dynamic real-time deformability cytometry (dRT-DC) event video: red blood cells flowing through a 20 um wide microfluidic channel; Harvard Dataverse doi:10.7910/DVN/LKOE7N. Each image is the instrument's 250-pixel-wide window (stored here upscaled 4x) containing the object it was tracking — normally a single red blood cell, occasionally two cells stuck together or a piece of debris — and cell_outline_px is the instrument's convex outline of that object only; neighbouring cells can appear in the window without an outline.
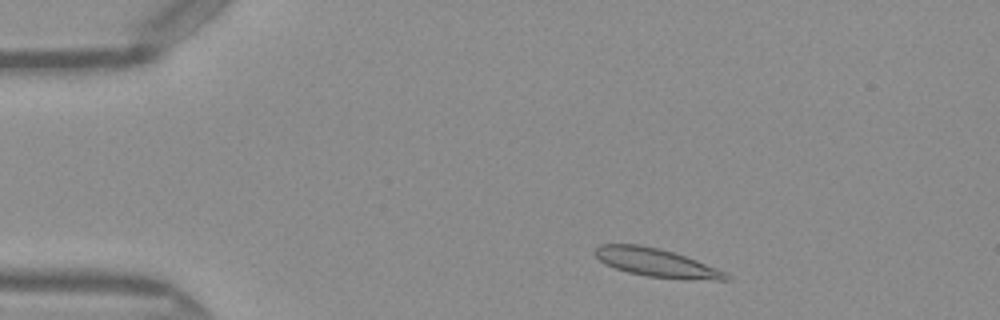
{"species": "Egyptian fruit bat (a non-hibernating species)", "species_latin": "Rousettus aegyptiacus", "temperature_condition": "warm", "stored_images_in_passage": 45, "camera_frame_rate_fps": 3000, "um_per_image_px": 0.085, "frame": {"image": 1, "passage_image": 4, "time_ms": 1.0, "image_size_px": [1000, 320], "cell_outline_px": [[732, 280], [716, 280], [648, 276], [628, 272], [604, 264], [592, 252], [600, 244], [640, 244], [660, 248], [696, 260], [724, 272], [732, 276]], "centroid_in_image_um": [55.74, 22.31], "position_along_channel_um": 29.3, "area_um2": 21.27}}
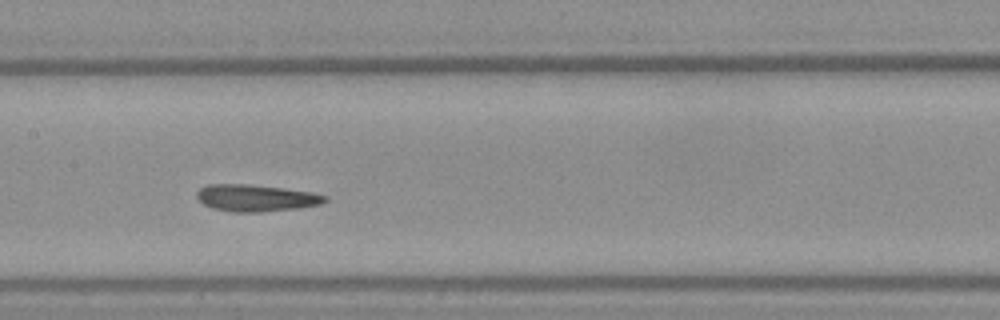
{"frame": {"image": 2, "passage_image": 20, "time_ms": 6.333, "image_size_px": [1000, 320], "cell_outline_px": [[328, 200], [320, 204], [296, 208], [260, 212], [232, 212], [212, 208], [204, 204], [196, 196], [196, 192], [200, 188], [208, 184], [252, 184], [284, 188], [312, 192], [328, 196]], "centroid_in_image_um": [21.75, 16.82], "position_along_channel_um": 185.6, "area_um2": 20.11}}
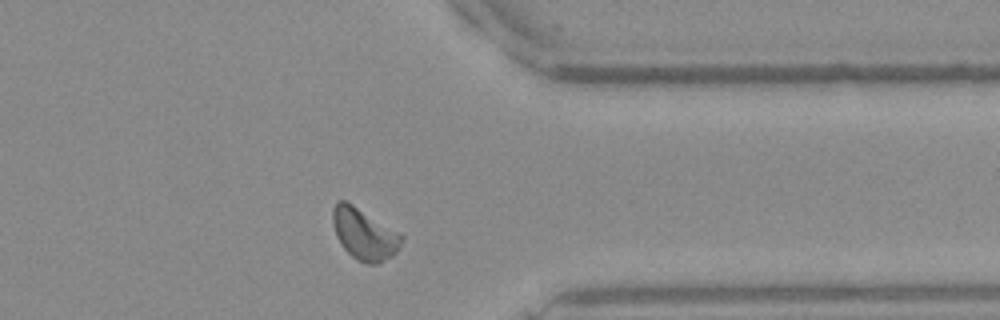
{"frame": {"image": 3, "passage_image": 35, "time_ms": 11.333, "image_size_px": [1000, 320], "cell_outline_px": [[404, 236], [396, 252], [392, 256], [376, 264], [368, 264], [356, 260], [344, 248], [336, 236], [332, 220], [332, 208], [336, 200], [344, 200], [352, 204], [400, 232]], "centroid_in_image_um": [30.95, 19.88], "position_along_channel_um": 380.5, "area_um2": 20.58}, "authors_computed_cell_mechanics": {"area_um2": 19.8254, "velocity_mm_per_s": 4.0623, "shape_relaxation_time_tau1_ms": null, "shape_relaxation_time_tau2_ms": 4.2821, "deformation_change_tau1": null, "deformation_change_tau2": 0.0897}}